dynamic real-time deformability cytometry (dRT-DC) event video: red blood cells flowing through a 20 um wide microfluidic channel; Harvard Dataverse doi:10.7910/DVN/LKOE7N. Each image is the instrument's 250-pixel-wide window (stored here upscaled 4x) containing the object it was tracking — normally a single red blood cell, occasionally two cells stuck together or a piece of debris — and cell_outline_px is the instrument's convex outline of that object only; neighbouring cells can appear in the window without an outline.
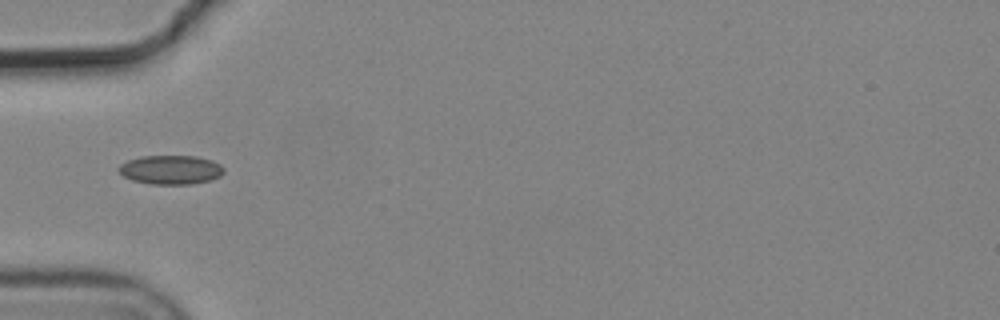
{"species": "common noctule bat (a hibernating species)", "species_latin": "Nyctalus noctula", "temperature_condition": "cold", "stored_images_in_passage": 8, "camera_frame_rate_fps": 3000, "um_per_image_px": 0.085, "animal": {"sex": "male", "body_mass_g": 19.2, "forearm_length_mm": 51.8}, "frame": {"image": 1, "passage_image": 5, "time_ms": 1.333, "image_size_px": [1000, 320], "cell_outline_px": [[224, 172], [220, 176], [208, 180], [192, 184], [148, 184], [132, 180], [124, 176], [116, 168], [120, 164], [128, 160], [140, 156], [196, 156], [212, 160], [220, 164], [224, 168]], "centroid_in_image_um": [14.5, 14.42], "position_along_channel_um": 70.5, "area_um2": 17.86}}
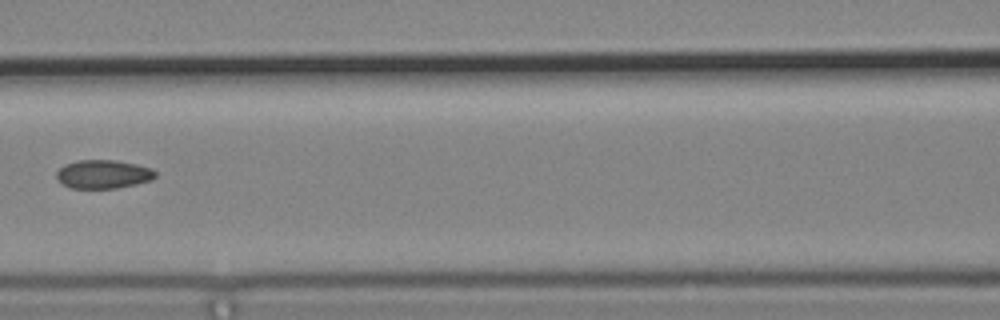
{"frame": {"image": 2, "passage_image": 7, "time_ms": 2.0, "image_size_px": [1000, 320], "cell_outline_px": [[156, 176], [152, 180], [136, 184], [116, 188], [72, 188], [64, 184], [56, 176], [56, 172], [64, 164], [76, 160], [116, 160], [136, 164], [152, 168], [156, 172]], "centroid_in_image_um": [8.8, 14.79], "position_along_channel_um": 157.8, "area_um2": 16.47}}
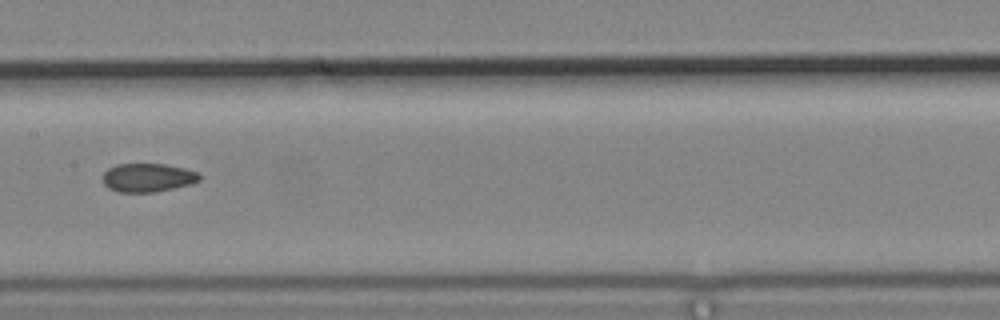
{"frame": {"image": 3, "passage_image": 8, "time_ms": 2.333, "image_size_px": [1000, 320], "cell_outline_px": [[200, 180], [192, 184], [156, 192], [116, 192], [108, 188], [100, 180], [104, 172], [108, 168], [116, 164], [164, 164], [184, 168], [200, 172]], "centroid_in_image_um": [12.54, 15.1], "position_along_channel_um": 194.9, "area_um2": 16.42}}